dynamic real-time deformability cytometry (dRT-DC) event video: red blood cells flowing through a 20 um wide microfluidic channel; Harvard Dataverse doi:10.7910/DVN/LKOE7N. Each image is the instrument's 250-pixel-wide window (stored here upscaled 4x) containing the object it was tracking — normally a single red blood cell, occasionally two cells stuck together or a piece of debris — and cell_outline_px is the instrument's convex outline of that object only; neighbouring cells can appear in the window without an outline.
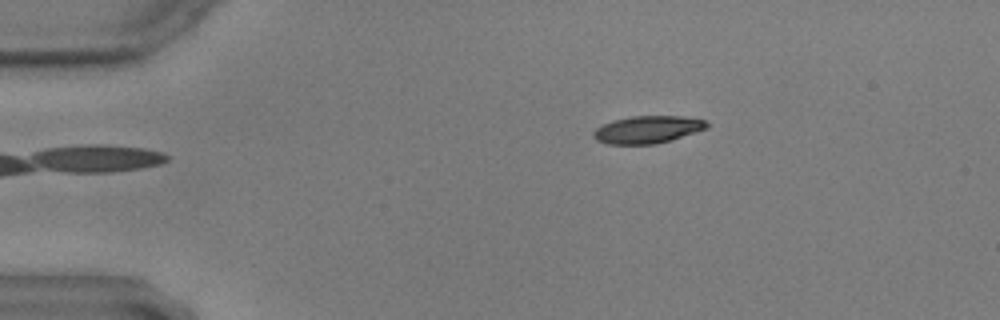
{"species": "common noctule bat (a hibernating species)", "species_latin": "Nyctalus noctula", "temperature_condition": "warm", "stored_images_in_passage": 49, "camera_frame_rate_fps": 3000, "um_per_image_px": 0.085, "animal": {"sex": "male", "body_mass_g": 17.9, "forearm_length_mm": 54.2}, "frame": {"image": 1, "passage_image": 1, "time_ms": 0.0, "image_size_px": [1000, 320], "cell_outline_px": [[708, 128], [656, 144], [608, 144], [596, 140], [592, 136], [592, 132], [596, 128], [612, 120], [632, 116], [680, 116], [704, 120], [708, 124]], "centroid_in_image_um": [54.99, 11.01], "position_along_channel_um": 30.0, "area_um2": 17.98}}
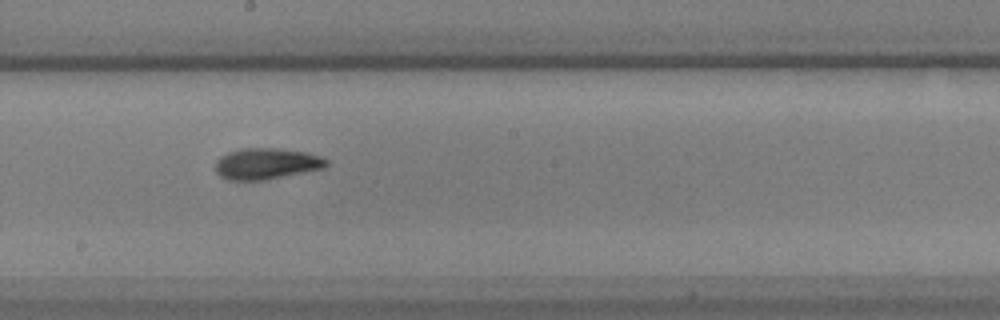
{"frame": {"image": 2, "passage_image": 23, "time_ms": 7.333, "image_size_px": [1000, 320], "cell_outline_px": [[328, 164], [324, 168], [264, 180], [228, 180], [220, 176], [216, 172], [216, 160], [220, 156], [228, 152], [240, 148], [276, 148], [308, 152], [324, 156], [328, 160]], "centroid_in_image_um": [22.66, 13.9], "position_along_channel_um": 225.5, "area_um2": 20.35}}
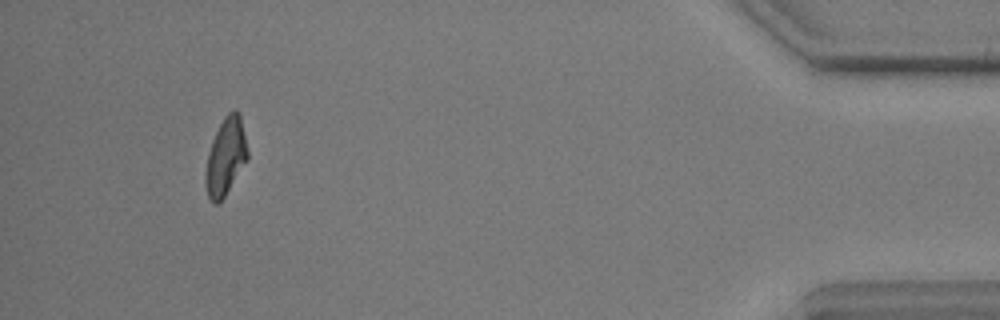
{"frame": {"image": 3, "passage_image": 45, "time_ms": 14.667, "image_size_px": [1000, 320], "cell_outline_px": [[248, 160], [224, 196], [216, 204], [212, 204], [208, 196], [204, 184], [204, 176], [208, 152], [212, 140], [224, 116], [232, 108], [236, 108], [240, 112], [248, 152]], "centroid_in_image_um": [19.18, 13.29], "position_along_channel_um": 416.0, "area_um2": 19.13}}